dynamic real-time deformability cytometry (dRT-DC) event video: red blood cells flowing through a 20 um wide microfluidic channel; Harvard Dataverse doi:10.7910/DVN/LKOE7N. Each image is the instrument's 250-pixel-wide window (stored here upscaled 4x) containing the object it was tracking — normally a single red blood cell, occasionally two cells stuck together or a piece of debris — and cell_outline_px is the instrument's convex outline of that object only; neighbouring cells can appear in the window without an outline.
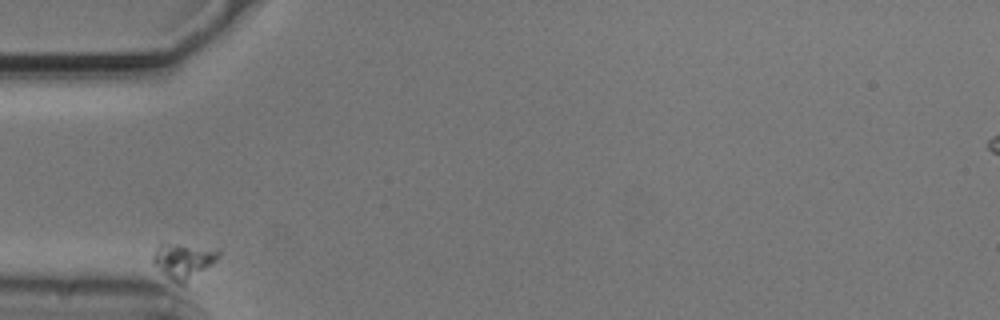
{"species": "common noctule bat (a hibernating species)", "species_latin": "Nyctalus noctula", "temperature_condition": "cold", "stored_images_in_passage": 33, "camera_frame_rate_fps": 3000, "um_per_image_px": 0.085, "animal": {"sex": "male", "body_mass_g": 20.5, "forearm_length_mm": 52.5}, "frame": {"image": 1, "passage_image": 1, "time_ms": 0.0, "image_size_px": [1000, 320], "cell_outline_px": [[220, 256], [212, 264], [184, 288], [176, 284], [152, 264], [152, 256], [156, 248], [160, 244], [176, 244], [220, 248]], "centroid_in_image_um": [15.62, 22.22], "position_along_channel_um": 69.4, "area_um2": 14.1}}
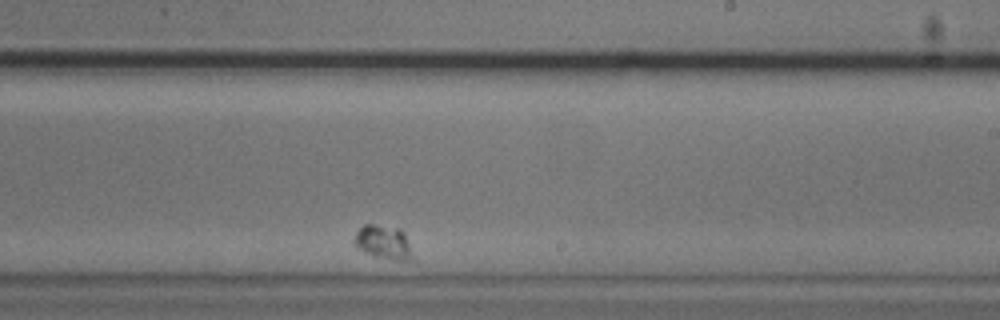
{"frame": {"image": 2, "passage_image": 21, "time_ms": 6.667, "image_size_px": [1000, 320], "cell_outline_px": [[416, 260], [392, 260], [376, 256], [352, 244], [352, 240], [356, 232], [364, 224], [372, 224], [400, 228]], "centroid_in_image_um": [32.59, 20.59], "position_along_channel_um": 256.4, "area_um2": 11.39}}
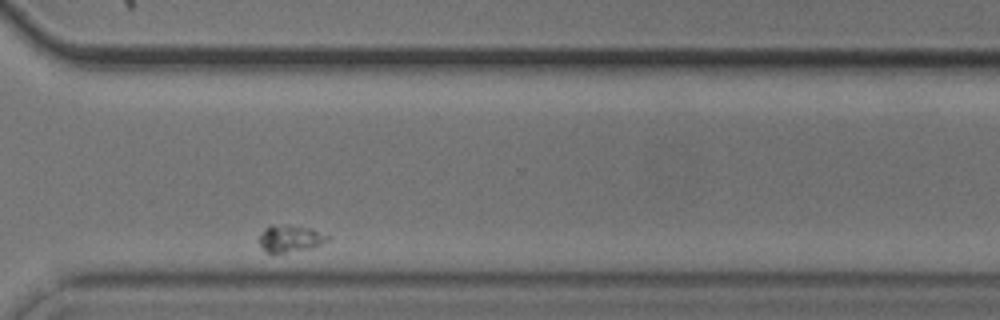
{"frame": {"image": 3, "passage_image": 30, "time_ms": 9.667, "image_size_px": [1000, 320], "cell_outline_px": [[332, 236], [328, 240], [312, 248], [272, 256], [260, 248], [260, 236], [264, 228], [272, 224], [296, 224], [312, 228]], "centroid_in_image_um": [24.66, 20.28], "position_along_channel_um": 345.9, "area_um2": 11.5}}